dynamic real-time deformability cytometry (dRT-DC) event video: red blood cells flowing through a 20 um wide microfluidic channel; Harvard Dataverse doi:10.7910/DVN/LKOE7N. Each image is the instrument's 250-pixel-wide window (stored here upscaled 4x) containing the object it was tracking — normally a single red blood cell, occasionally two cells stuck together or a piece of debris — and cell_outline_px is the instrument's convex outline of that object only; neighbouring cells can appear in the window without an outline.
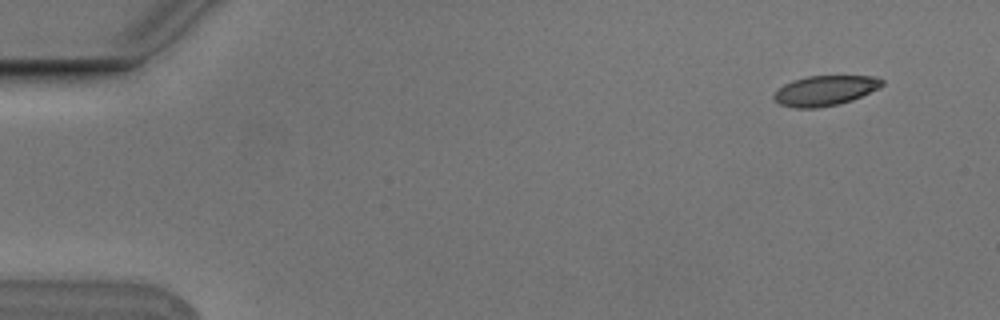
{"species": "Egyptian fruit bat (a non-hibernating species)", "species_latin": "Rousettus aegyptiacus", "temperature_condition": "cold", "stored_images_in_passage": 5, "camera_frame_rate_fps": 3000, "um_per_image_px": 0.085, "animal": {"sex": "male"}, "frame": {"image": 1, "passage_image": 2, "time_ms": 0.333, "image_size_px": [1000, 320], "cell_outline_px": [[884, 84], [880, 88], [852, 100], [840, 104], [816, 108], [792, 108], [780, 104], [772, 96], [784, 84], [792, 80], [808, 76], [876, 76], [884, 80]], "centroid_in_image_um": [70.16, 7.7], "position_along_channel_um": 14.8, "area_um2": 19.02}}